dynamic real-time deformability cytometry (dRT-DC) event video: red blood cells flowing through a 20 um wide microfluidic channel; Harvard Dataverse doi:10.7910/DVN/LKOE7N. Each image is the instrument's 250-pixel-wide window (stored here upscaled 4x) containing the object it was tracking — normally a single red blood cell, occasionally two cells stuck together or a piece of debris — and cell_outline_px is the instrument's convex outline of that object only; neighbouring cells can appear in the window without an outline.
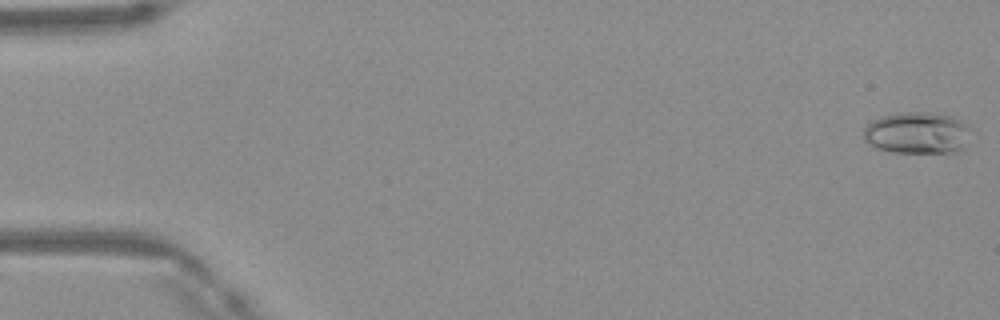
{"species": "Egyptian fruit bat (a non-hibernating species)", "species_latin": "Rousettus aegyptiacus", "temperature_condition": "warm", "stored_images_in_passage": 11, "camera_frame_rate_fps": 3000, "um_per_image_px": 0.085, "frame": {"image": 1, "passage_image": 1, "time_ms": 0.0, "image_size_px": [1000, 320], "cell_outline_px": [[968, 128], [964, 148], [956, 152], [892, 152], [868, 144], [864, 140], [864, 128], [872, 120], [884, 116], [908, 112], [912, 112], [952, 116], [968, 124]], "centroid_in_image_um": [77.94, 11.31], "position_along_channel_um": 7.1, "area_um2": 25.49}}